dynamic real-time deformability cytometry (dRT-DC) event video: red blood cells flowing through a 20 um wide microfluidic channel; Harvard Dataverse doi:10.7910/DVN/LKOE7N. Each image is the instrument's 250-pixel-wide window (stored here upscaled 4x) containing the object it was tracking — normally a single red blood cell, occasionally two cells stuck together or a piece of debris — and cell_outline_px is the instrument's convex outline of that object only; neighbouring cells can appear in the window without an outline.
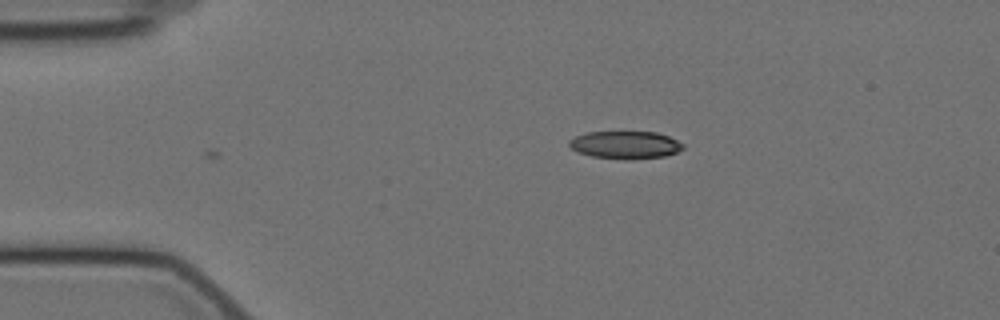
{"species": "Egyptian fruit bat (a non-hibernating species)", "species_latin": "Rousettus aegyptiacus", "temperature_condition": "cold", "stored_images_in_passage": 13, "camera_frame_rate_fps": 3000, "um_per_image_px": 0.085, "animal": {"sex": "female"}, "frame": {"image": 1, "passage_image": 13, "time_ms": 4.0, "image_size_px": [1000, 320], "cell_outline_px": [[684, 148], [676, 152], [664, 156], [592, 156], [580, 152], [572, 148], [568, 144], [568, 140], [576, 136], [588, 132], [656, 132], [668, 136], [684, 144]], "centroid_in_image_um": [53.15, 12.25], "position_along_channel_um": 31.9, "area_um2": 17.17}}